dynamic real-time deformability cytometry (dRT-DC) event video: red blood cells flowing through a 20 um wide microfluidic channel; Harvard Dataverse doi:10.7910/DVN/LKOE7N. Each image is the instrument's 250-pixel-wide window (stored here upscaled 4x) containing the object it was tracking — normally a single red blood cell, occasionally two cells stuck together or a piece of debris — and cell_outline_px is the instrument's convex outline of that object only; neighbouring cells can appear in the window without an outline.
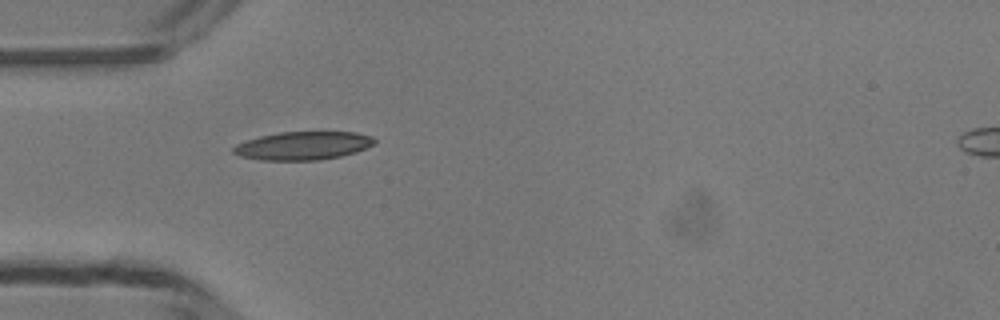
{"species": "common noctule bat (a hibernating species)", "species_latin": "Nyctalus noctula", "temperature_condition": "room temperature", "stored_images_in_passage": 33, "camera_frame_rate_fps": 3000, "um_per_image_px": 0.085, "animal": {"sex": "male", "body_mass_g": 13.3}, "frame": {"image": 1, "passage_image": 1, "time_ms": 0.0, "image_size_px": [1000, 320], "cell_outline_px": [[376, 140], [372, 144], [356, 152], [340, 156], [320, 160], [260, 160], [240, 156], [232, 152], [232, 148], [236, 144], [260, 136], [280, 132], [356, 132], [368, 136]], "centroid_in_image_um": [25.71, 12.39], "position_along_channel_um": 59.3, "area_um2": 23.0}}
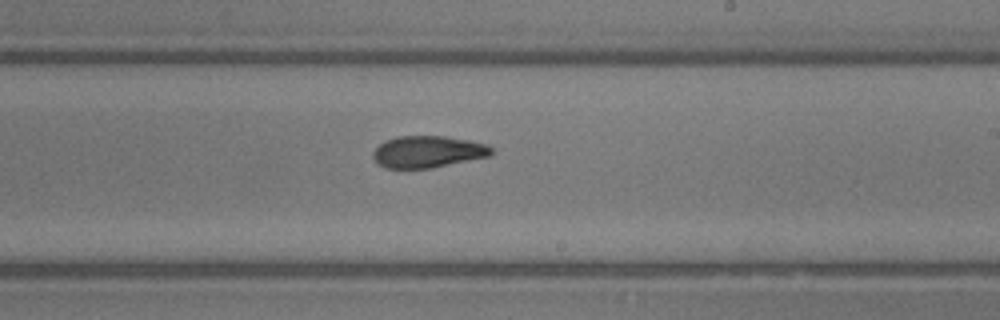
{"frame": {"image": 2, "passage_image": 15, "time_ms": 4.667, "image_size_px": [1000, 320], "cell_outline_px": [[492, 152], [488, 156], [432, 168], [384, 168], [372, 156], [372, 152], [384, 140], [396, 136], [444, 136], [468, 140], [488, 144], [492, 148]], "centroid_in_image_um": [36.34, 12.89], "position_along_channel_um": 252.7, "area_um2": 21.85}}
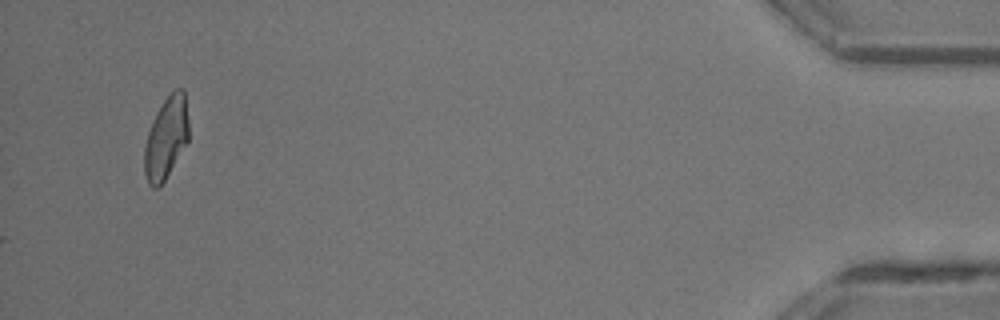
{"frame": {"image": 3, "passage_image": 33, "time_ms": 10.667, "image_size_px": [1000, 320], "cell_outline_px": [[188, 140], [160, 188], [152, 188], [148, 184], [144, 172], [144, 148], [148, 132], [152, 120], [156, 112], [172, 88], [184, 88], [188, 120]], "centroid_in_image_um": [14.11, 11.71], "position_along_channel_um": 421.1, "area_um2": 21.33}, "authors_computed_cell_mechanics": {"area_um2": 21.675, "velocity_mm_per_s": 4.1979, "shape_relaxation_time_tau1_ms": 6.7808, "shape_relaxation_time_tau2_ms": 2.7467, "deformation_change_tau1": 0.1744, "deformation_change_tau2": 0.0975}}